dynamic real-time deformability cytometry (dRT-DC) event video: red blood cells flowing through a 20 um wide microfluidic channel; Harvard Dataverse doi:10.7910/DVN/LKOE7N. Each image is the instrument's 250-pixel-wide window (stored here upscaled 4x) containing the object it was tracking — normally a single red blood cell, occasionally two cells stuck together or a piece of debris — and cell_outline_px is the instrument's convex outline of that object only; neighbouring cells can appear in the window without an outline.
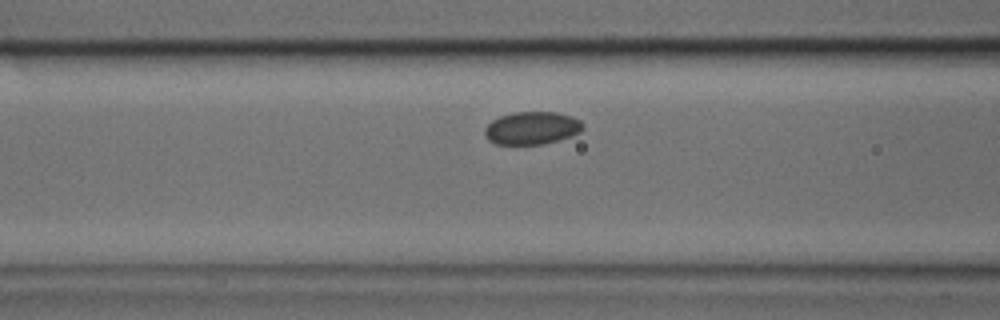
{"species": "common noctule bat (a hibernating species)", "species_latin": "Nyctalus noctula", "temperature_condition": "cold", "stored_images_in_passage": 27, "camera_frame_rate_fps": 3000, "um_per_image_px": 0.085, "animal": {"sex": "male", "body_mass_g": 17.9, "forearm_length_mm": 54.2}, "frame": {"image": 1, "passage_image": 5, "time_ms": 1.333, "image_size_px": [1000, 320], "cell_outline_px": [[584, 128], [580, 132], [544, 144], [496, 144], [488, 140], [484, 136], [484, 128], [492, 120], [500, 116], [512, 112], [556, 112], [572, 116], [580, 120], [584, 124]], "centroid_in_image_um": [45.19, 10.87], "position_along_channel_um": 121.4, "area_um2": 18.79}}
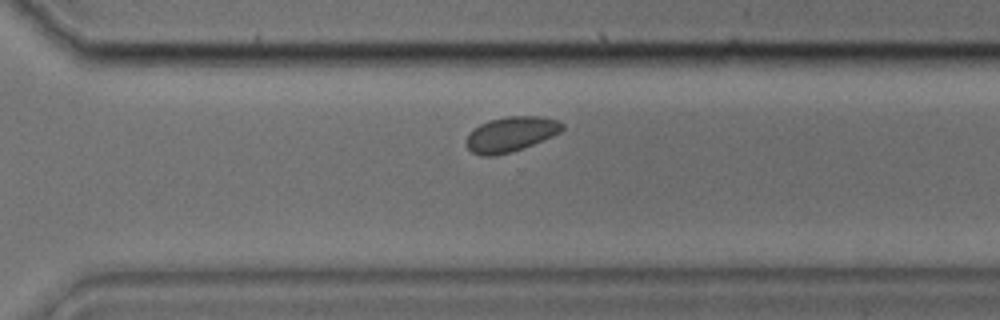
{"frame": {"image": 2, "passage_image": 17, "time_ms": 5.333, "image_size_px": [1000, 320], "cell_outline_px": [[564, 128], [560, 132], [552, 136], [524, 148], [512, 152], [496, 156], [480, 156], [472, 152], [464, 144], [464, 140], [480, 124], [488, 120], [508, 116], [540, 116], [560, 120], [564, 124]], "centroid_in_image_um": [43.43, 11.41], "position_along_channel_um": 327.2, "area_um2": 19.77}}
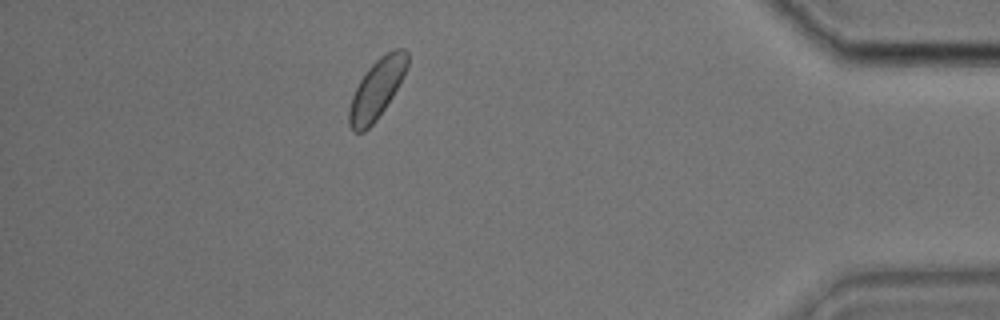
{"frame": {"image": 3, "passage_image": 24, "time_ms": 7.667, "image_size_px": [1000, 320], "cell_outline_px": [[408, 64], [392, 96], [376, 120], [364, 132], [352, 132], [348, 124], [348, 108], [352, 96], [360, 80], [368, 68], [380, 56], [396, 48], [404, 48], [408, 52]], "centroid_in_image_um": [31.99, 7.58], "position_along_channel_um": 403.2, "area_um2": 19.88}}